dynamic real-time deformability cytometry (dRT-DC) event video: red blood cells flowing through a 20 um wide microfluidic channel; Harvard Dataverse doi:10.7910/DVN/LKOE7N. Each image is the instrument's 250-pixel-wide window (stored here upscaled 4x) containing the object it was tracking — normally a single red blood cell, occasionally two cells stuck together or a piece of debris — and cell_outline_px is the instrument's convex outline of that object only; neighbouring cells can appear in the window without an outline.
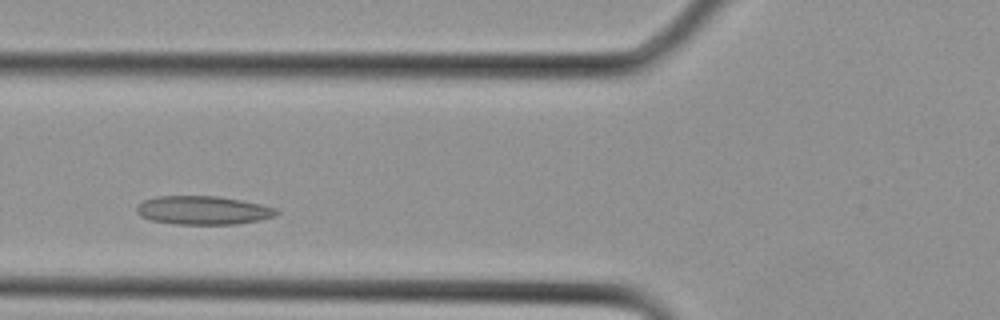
{"species": "Egyptian fruit bat (a non-hibernating species)", "species_latin": "Rousettus aegyptiacus", "temperature_condition": "cold", "stored_images_in_passage": 12, "camera_frame_rate_fps": 3000, "um_per_image_px": 0.085, "animal": {"sex": "female"}, "frame": {"image": 1, "passage_image": 5, "time_ms": 1.333, "image_size_px": [1000, 320], "cell_outline_px": [[280, 212], [276, 216], [260, 220], [236, 224], [172, 224], [152, 220], [140, 216], [136, 212], [136, 204], [144, 200], [156, 196], [216, 196], [240, 200], [260, 204], [276, 208]], "centroid_in_image_um": [17.24, 17.87], "position_along_channel_um": 108.6, "area_um2": 23.41}}
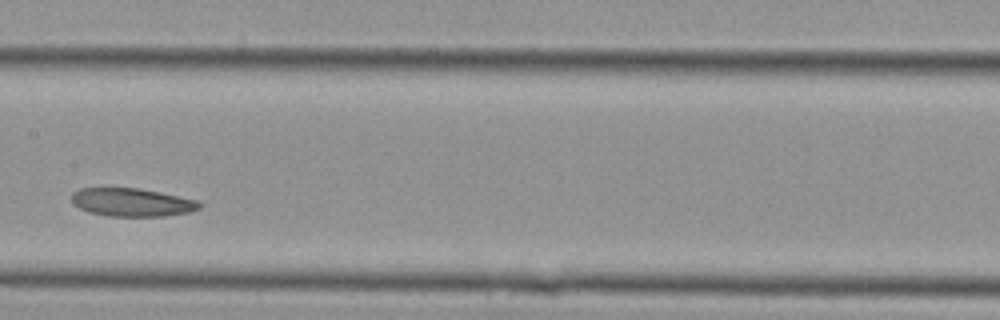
{"frame": {"image": 2, "passage_image": 9, "time_ms": 2.667, "image_size_px": [1000, 320], "cell_outline_px": [[204, 204], [200, 208], [188, 212], [164, 216], [108, 216], [88, 212], [72, 204], [72, 192], [80, 188], [140, 188], [200, 200]], "centroid_in_image_um": [11.24, 17.19], "position_along_channel_um": 196.2, "area_um2": 21.21}}
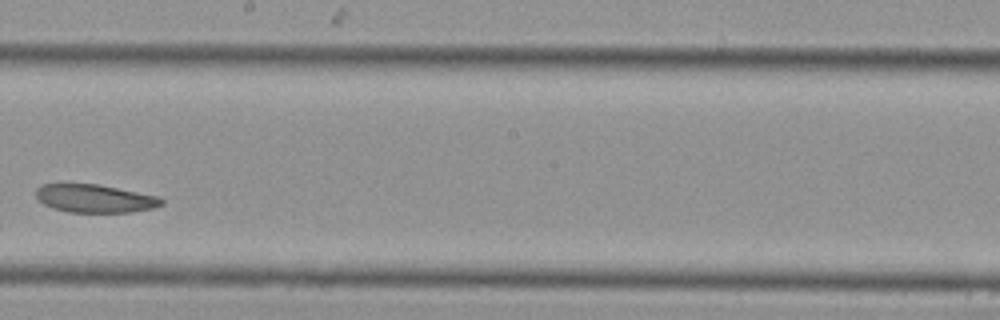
{"frame": {"image": 3, "passage_image": 11, "time_ms": 3.333, "image_size_px": [1000, 320], "cell_outline_px": [[164, 204], [156, 208], [132, 212], [68, 212], [52, 208], [44, 204], [36, 196], [36, 188], [40, 184], [100, 184], [156, 196], [164, 200]], "centroid_in_image_um": [8.07, 16.87], "position_along_channel_um": 240.1, "area_um2": 20.63}}